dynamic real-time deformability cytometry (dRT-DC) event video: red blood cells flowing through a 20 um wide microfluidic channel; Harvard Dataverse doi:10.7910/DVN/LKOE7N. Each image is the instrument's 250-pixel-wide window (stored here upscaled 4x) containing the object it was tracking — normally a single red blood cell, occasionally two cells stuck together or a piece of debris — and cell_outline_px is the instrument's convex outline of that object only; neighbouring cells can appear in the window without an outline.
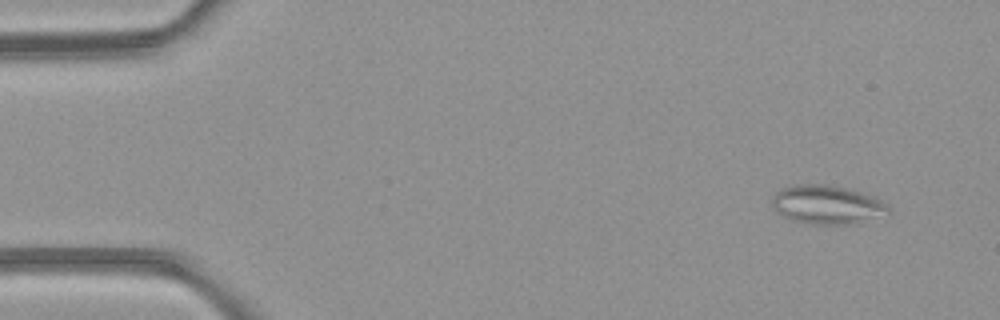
{"species": "common noctule bat (a hibernating species)", "species_latin": "Nyctalus noctula", "temperature_condition": "room temperature", "stored_images_in_passage": 3, "camera_frame_rate_fps": 3000, "um_per_image_px": 0.085, "animal": {"sex": "female", "body_mass_g": 21.9}, "frame": {"image": 1, "passage_image": 1, "time_ms": 0.0, "image_size_px": [1000, 320], "cell_outline_px": [[888, 212], [860, 224], [816, 224], [796, 220], [784, 216], [776, 212], [772, 208], [772, 196], [776, 192], [784, 188], [800, 184], [824, 184], [844, 188], [872, 196], [888, 204]], "centroid_in_image_um": [70.29, 17.4], "position_along_channel_um": 14.7, "area_um2": 25.89}}